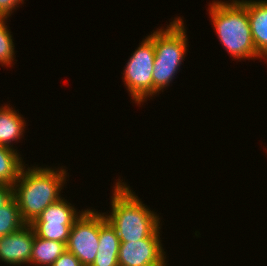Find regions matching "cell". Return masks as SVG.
I'll list each match as a JSON object with an SVG mask.
<instances>
[{"mask_svg":"<svg viewBox=\"0 0 267 266\" xmlns=\"http://www.w3.org/2000/svg\"><path fill=\"white\" fill-rule=\"evenodd\" d=\"M22 169L13 185L21 219L31 224L52 203L58 201L67 172L61 167H28Z\"/></svg>","mask_w":267,"mask_h":266,"instance_id":"6da1fadb","label":"cell"},{"mask_svg":"<svg viewBox=\"0 0 267 266\" xmlns=\"http://www.w3.org/2000/svg\"><path fill=\"white\" fill-rule=\"evenodd\" d=\"M112 190L111 213L106 220L116 230L121 243L149 237L159 226L160 218L135 195L131 187L117 180Z\"/></svg>","mask_w":267,"mask_h":266,"instance_id":"7a4b0ae2","label":"cell"},{"mask_svg":"<svg viewBox=\"0 0 267 266\" xmlns=\"http://www.w3.org/2000/svg\"><path fill=\"white\" fill-rule=\"evenodd\" d=\"M209 4L212 25L225 50L236 59H260L252 40L247 8L239 0Z\"/></svg>","mask_w":267,"mask_h":266,"instance_id":"3957f363","label":"cell"},{"mask_svg":"<svg viewBox=\"0 0 267 266\" xmlns=\"http://www.w3.org/2000/svg\"><path fill=\"white\" fill-rule=\"evenodd\" d=\"M151 36L154 38L155 59L153 68V95L169 86L185 59L188 39L184 21L174 18L169 26L157 29Z\"/></svg>","mask_w":267,"mask_h":266,"instance_id":"277c9868","label":"cell"},{"mask_svg":"<svg viewBox=\"0 0 267 266\" xmlns=\"http://www.w3.org/2000/svg\"><path fill=\"white\" fill-rule=\"evenodd\" d=\"M145 38L131 54L123 70L126 89L134 103L139 105L148 97H153L154 38L151 35Z\"/></svg>","mask_w":267,"mask_h":266,"instance_id":"5b68a950","label":"cell"},{"mask_svg":"<svg viewBox=\"0 0 267 266\" xmlns=\"http://www.w3.org/2000/svg\"><path fill=\"white\" fill-rule=\"evenodd\" d=\"M83 266H91L99 247V213L94 209L84 210L70 229L66 244Z\"/></svg>","mask_w":267,"mask_h":266,"instance_id":"8992f818","label":"cell"},{"mask_svg":"<svg viewBox=\"0 0 267 266\" xmlns=\"http://www.w3.org/2000/svg\"><path fill=\"white\" fill-rule=\"evenodd\" d=\"M159 226L149 237L120 244L118 266H167Z\"/></svg>","mask_w":267,"mask_h":266,"instance_id":"52a82bcc","label":"cell"},{"mask_svg":"<svg viewBox=\"0 0 267 266\" xmlns=\"http://www.w3.org/2000/svg\"><path fill=\"white\" fill-rule=\"evenodd\" d=\"M35 233L30 224L18 231L0 236V260L7 265L30 264Z\"/></svg>","mask_w":267,"mask_h":266,"instance_id":"ba28073f","label":"cell"},{"mask_svg":"<svg viewBox=\"0 0 267 266\" xmlns=\"http://www.w3.org/2000/svg\"><path fill=\"white\" fill-rule=\"evenodd\" d=\"M246 8L257 53L267 60V1L239 0Z\"/></svg>","mask_w":267,"mask_h":266,"instance_id":"9c48e42d","label":"cell"},{"mask_svg":"<svg viewBox=\"0 0 267 266\" xmlns=\"http://www.w3.org/2000/svg\"><path fill=\"white\" fill-rule=\"evenodd\" d=\"M120 244L116 230L106 220L104 213H99V247L91 266H118Z\"/></svg>","mask_w":267,"mask_h":266,"instance_id":"30bf717a","label":"cell"},{"mask_svg":"<svg viewBox=\"0 0 267 266\" xmlns=\"http://www.w3.org/2000/svg\"><path fill=\"white\" fill-rule=\"evenodd\" d=\"M24 119L7 104L0 107V145L11 148V142L20 140L26 126Z\"/></svg>","mask_w":267,"mask_h":266,"instance_id":"8fae6325","label":"cell"},{"mask_svg":"<svg viewBox=\"0 0 267 266\" xmlns=\"http://www.w3.org/2000/svg\"><path fill=\"white\" fill-rule=\"evenodd\" d=\"M83 212H77L71 203L60 198L50 204L31 224H74Z\"/></svg>","mask_w":267,"mask_h":266,"instance_id":"7c38bea8","label":"cell"},{"mask_svg":"<svg viewBox=\"0 0 267 266\" xmlns=\"http://www.w3.org/2000/svg\"><path fill=\"white\" fill-rule=\"evenodd\" d=\"M66 250V243L40 238L35 235L30 265L52 266L55 260Z\"/></svg>","mask_w":267,"mask_h":266,"instance_id":"4fadbf2b","label":"cell"},{"mask_svg":"<svg viewBox=\"0 0 267 266\" xmlns=\"http://www.w3.org/2000/svg\"><path fill=\"white\" fill-rule=\"evenodd\" d=\"M16 149L0 145V184L13 186L24 168L23 159Z\"/></svg>","mask_w":267,"mask_h":266,"instance_id":"5bb4252c","label":"cell"},{"mask_svg":"<svg viewBox=\"0 0 267 266\" xmlns=\"http://www.w3.org/2000/svg\"><path fill=\"white\" fill-rule=\"evenodd\" d=\"M24 225L17 201L13 197L5 206L0 208V236L18 231Z\"/></svg>","mask_w":267,"mask_h":266,"instance_id":"9a60e30c","label":"cell"},{"mask_svg":"<svg viewBox=\"0 0 267 266\" xmlns=\"http://www.w3.org/2000/svg\"><path fill=\"white\" fill-rule=\"evenodd\" d=\"M72 225L73 224H30L36 236L66 244Z\"/></svg>","mask_w":267,"mask_h":266,"instance_id":"2e32d148","label":"cell"},{"mask_svg":"<svg viewBox=\"0 0 267 266\" xmlns=\"http://www.w3.org/2000/svg\"><path fill=\"white\" fill-rule=\"evenodd\" d=\"M5 20L7 17H0V65L11 66L15 59V45Z\"/></svg>","mask_w":267,"mask_h":266,"instance_id":"e0dca14e","label":"cell"},{"mask_svg":"<svg viewBox=\"0 0 267 266\" xmlns=\"http://www.w3.org/2000/svg\"><path fill=\"white\" fill-rule=\"evenodd\" d=\"M52 266H83V265L73 253H70L66 250L55 260Z\"/></svg>","mask_w":267,"mask_h":266,"instance_id":"ac0fdd59","label":"cell"},{"mask_svg":"<svg viewBox=\"0 0 267 266\" xmlns=\"http://www.w3.org/2000/svg\"><path fill=\"white\" fill-rule=\"evenodd\" d=\"M24 0H0V17H9Z\"/></svg>","mask_w":267,"mask_h":266,"instance_id":"d6986e66","label":"cell"},{"mask_svg":"<svg viewBox=\"0 0 267 266\" xmlns=\"http://www.w3.org/2000/svg\"><path fill=\"white\" fill-rule=\"evenodd\" d=\"M14 197V187L0 184V208L5 206Z\"/></svg>","mask_w":267,"mask_h":266,"instance_id":"ffe728a7","label":"cell"}]
</instances>
